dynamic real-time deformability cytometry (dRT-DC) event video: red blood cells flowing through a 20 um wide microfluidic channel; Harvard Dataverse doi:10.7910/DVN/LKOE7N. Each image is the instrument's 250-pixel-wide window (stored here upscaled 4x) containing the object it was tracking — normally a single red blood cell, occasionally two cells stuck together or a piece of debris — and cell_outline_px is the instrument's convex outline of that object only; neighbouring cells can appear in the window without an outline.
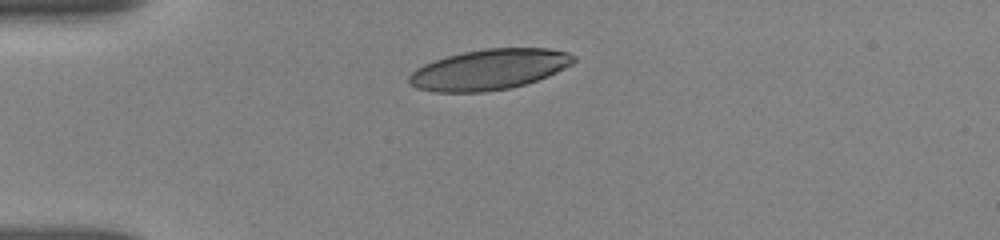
{"species": "human", "species_latin": "Homo sapiens", "temperature_condition": "room temperature", "stored_images_in_passage": 8, "camera_frame_rate_fps": 3000, "um_per_image_px": 0.085, "donor": {"sex": "female"}, "frame": {"image": 1, "passage_image": 1, "time_ms": 0.0, "image_size_px": [1000, 240], "cell_outline_px": [[576, 60], [572, 64], [548, 76], [512, 88], [480, 92], [432, 92], [416, 88], [408, 84], [408, 76], [416, 68], [424, 64], [448, 56], [464, 52], [488, 48], [548, 48], [568, 52], [576, 56]], "centroid_in_image_um": [41.57, 5.91], "position_along_channel_um": 43.4, "area_um2": 38.9}}
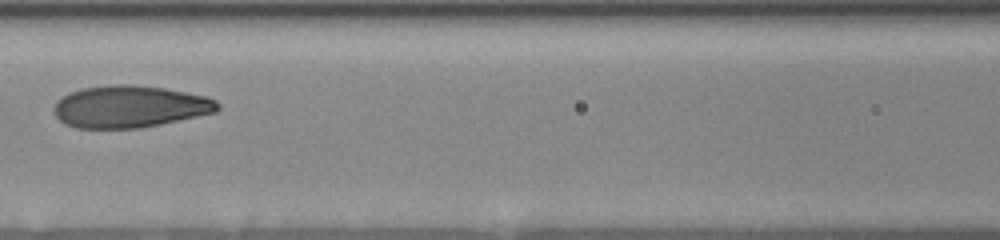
{"frame": {"image": 2, "passage_image": 5, "time_ms": 3.667, "image_size_px": [1000, 240], "cell_outline_px": [[220, 108], [216, 112], [160, 124], [136, 128], [76, 128], [64, 124], [56, 116], [52, 108], [56, 100], [68, 92], [80, 88], [112, 84], [132, 84], [164, 88], [204, 96], [216, 100], [220, 104]], "centroid_in_image_um": [10.98, 9.05], "position_along_channel_um": 155.6, "area_um2": 40.29}}
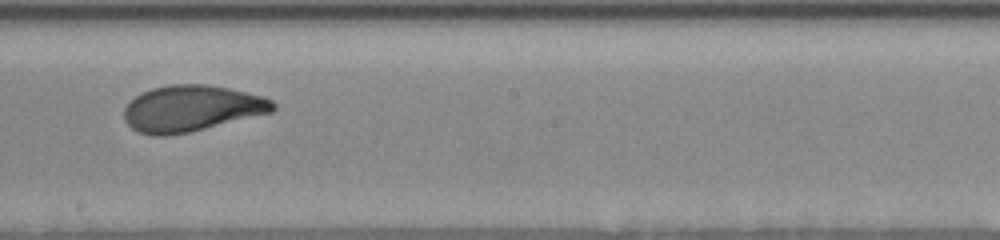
{"frame": {"image": 3, "passage_image": 7, "time_ms": 5.667, "image_size_px": [1000, 240], "cell_outline_px": [[276, 108], [272, 112], [188, 132], [164, 136], [152, 136], [140, 132], [132, 128], [124, 120], [124, 108], [140, 92], [152, 88], [168, 84], [208, 84], [228, 88], [260, 96], [272, 100], [276, 104]], "centroid_in_image_um": [16.25, 9.21], "position_along_channel_um": 231.9, "area_um2": 39.82}}